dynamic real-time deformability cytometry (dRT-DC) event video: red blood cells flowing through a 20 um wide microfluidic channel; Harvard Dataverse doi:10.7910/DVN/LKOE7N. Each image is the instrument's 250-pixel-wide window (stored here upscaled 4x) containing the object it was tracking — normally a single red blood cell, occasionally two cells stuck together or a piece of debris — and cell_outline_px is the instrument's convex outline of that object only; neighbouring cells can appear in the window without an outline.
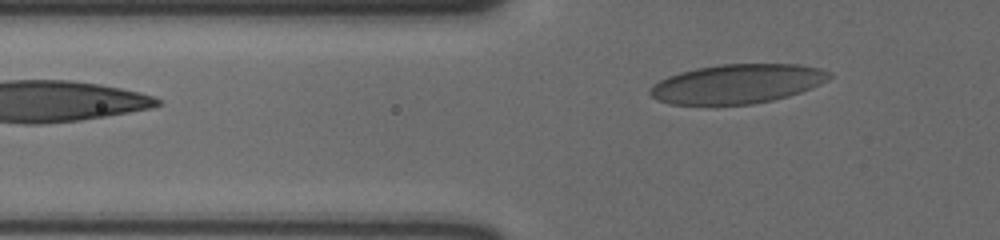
{"species": "human", "species_latin": "Homo sapiens", "temperature_condition": "cold", "stored_images_in_passage": 7, "segment_of_instrument_passage": [2, 2], "camera_frame_rate_fps": 3000, "um_per_image_px": 0.085, "donor": {"sex": "male"}, "frame": {"image": 1, "passage_image": 7, "time_ms": 2.0, "image_size_px": [1000, 240], "cell_outline_px": [[832, 76], [828, 80], [800, 92], [788, 96], [772, 100], [752, 104], [672, 104], [660, 100], [652, 96], [648, 92], [660, 80], [668, 76], [680, 72], [696, 68], [720, 64], [796, 64], [820, 68], [832, 72]], "centroid_in_image_um": [62.7, 7.11], "position_along_channel_um": 63.1, "area_um2": 40.63}}